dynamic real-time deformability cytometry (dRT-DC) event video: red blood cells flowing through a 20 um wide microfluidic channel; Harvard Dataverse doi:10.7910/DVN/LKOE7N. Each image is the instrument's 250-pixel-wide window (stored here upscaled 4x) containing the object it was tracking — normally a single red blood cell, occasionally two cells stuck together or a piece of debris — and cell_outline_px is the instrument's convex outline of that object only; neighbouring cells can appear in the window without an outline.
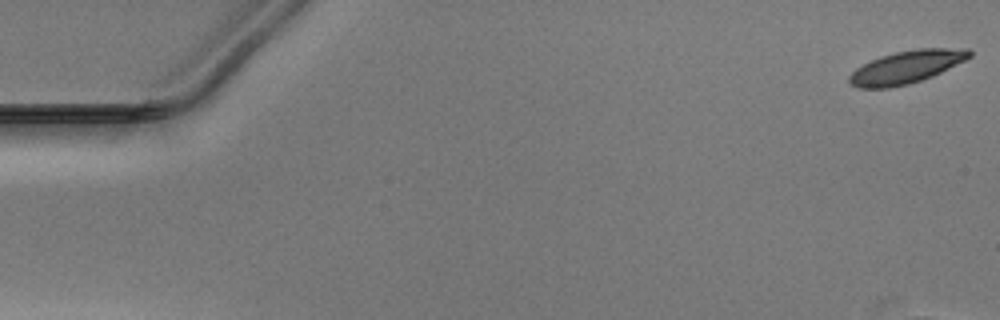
{"species": "Egyptian fruit bat (a non-hibernating species)", "species_latin": "Rousettus aegyptiacus", "temperature_condition": "warm", "stored_images_in_passage": 12, "camera_frame_rate_fps": 3000, "um_per_image_px": 0.085, "animal": {"sex": "male"}, "frame": {"image": 1, "passage_image": 1, "time_ms": 0.0, "image_size_px": [1000, 320], "cell_outline_px": [[972, 56], [932, 76], [908, 84], [888, 88], [860, 88], [852, 84], [848, 80], [848, 76], [856, 68], [880, 56], [896, 52], [916, 48], [968, 48], [972, 52]], "centroid_in_image_um": [77.04, 5.69], "position_along_channel_um": 8.0, "area_um2": 22.66}}